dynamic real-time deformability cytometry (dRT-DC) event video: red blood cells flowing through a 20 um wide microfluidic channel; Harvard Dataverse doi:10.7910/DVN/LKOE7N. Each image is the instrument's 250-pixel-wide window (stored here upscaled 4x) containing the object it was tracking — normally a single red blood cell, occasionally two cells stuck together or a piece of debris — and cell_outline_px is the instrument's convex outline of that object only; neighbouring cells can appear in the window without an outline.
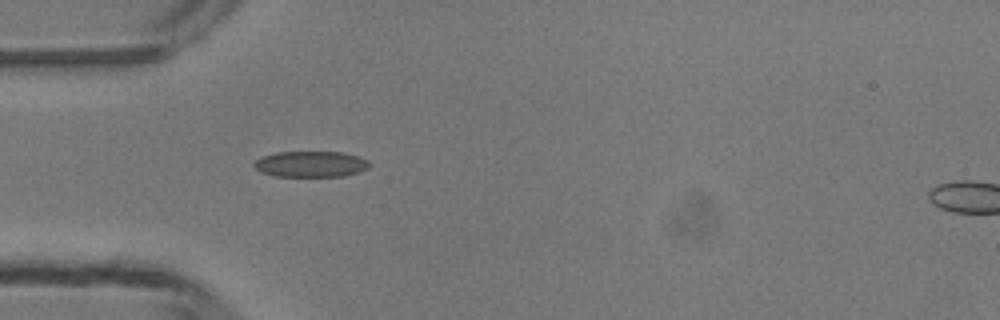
{"species": "common noctule bat (a hibernating species)", "species_latin": "Nyctalus noctula", "temperature_condition": "room temperature", "stored_images_in_passage": 6, "camera_frame_rate_fps": 3000, "um_per_image_px": 0.085, "animal": {"sex": "male", "body_mass_g": 13.3}, "frame": {"image": 1, "passage_image": 5, "time_ms": 5.333, "image_size_px": [1000, 320], "cell_outline_px": [[372, 164], [368, 168], [360, 172], [344, 176], [276, 176], [260, 172], [252, 164], [260, 156], [276, 152], [344, 152], [368, 160]], "centroid_in_image_um": [26.42, 13.94], "position_along_channel_um": 58.6, "area_um2": 17.57}}